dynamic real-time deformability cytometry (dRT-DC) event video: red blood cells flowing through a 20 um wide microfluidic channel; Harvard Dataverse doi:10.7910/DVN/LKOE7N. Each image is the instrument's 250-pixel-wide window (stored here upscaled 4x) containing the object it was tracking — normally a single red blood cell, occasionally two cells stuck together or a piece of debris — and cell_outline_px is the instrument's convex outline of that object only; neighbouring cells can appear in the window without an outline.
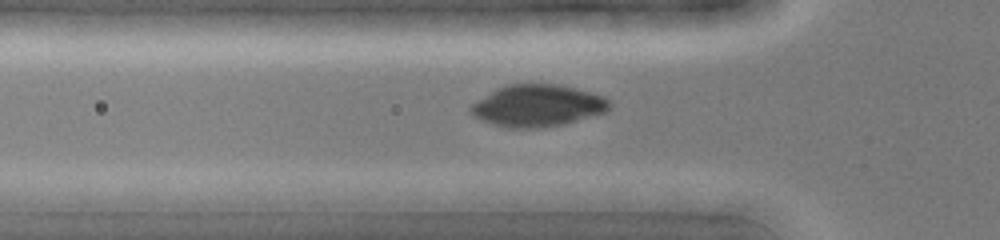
{"species": "common noctule bat (a hibernating species)", "species_latin": "Nyctalus noctula", "temperature_condition": "cold", "stored_images_in_passage": 42, "camera_frame_rate_fps": 3000, "um_per_image_px": 0.085, "animal": {"sex": "female", "body_mass_g": 19.0, "forearm_length_mm": 51.5}, "frame": {"image": 1, "passage_image": 14, "time_ms": 4.333, "image_size_px": [1000, 240], "cell_outline_px": [[612, 104], [604, 112], [564, 124], [540, 128], [508, 128], [484, 120], [476, 116], [468, 108], [472, 104], [496, 88], [504, 84], [560, 84], [592, 92], [604, 96]], "centroid_in_image_um": [45.72, 8.96], "position_along_channel_um": 80.1, "area_um2": 33.64}}
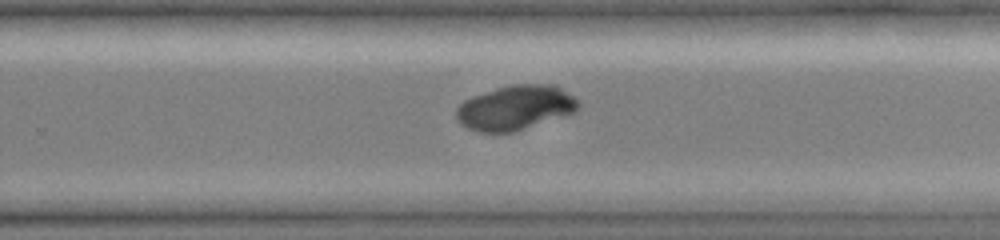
{"frame": {"image": 2, "passage_image": 28, "time_ms": 9.0, "image_size_px": [1000, 240], "cell_outline_px": [[580, 108], [576, 112], [512, 132], [480, 132], [468, 128], [460, 124], [456, 116], [456, 108], [464, 100], [472, 96], [496, 88], [512, 84], [556, 84], [580, 100]], "centroid_in_image_um": [43.84, 9.13], "position_along_channel_um": 286.0, "area_um2": 31.91}}
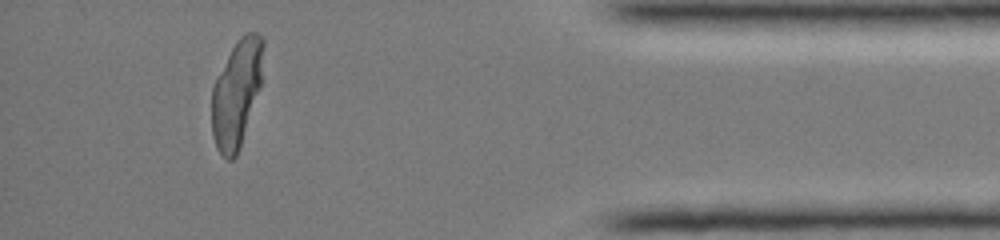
{"frame": {"image": 3, "passage_image": 39, "time_ms": 12.667, "image_size_px": [1000, 240], "cell_outline_px": [[264, 44], [260, 84], [240, 148], [236, 156], [232, 160], [228, 160], [216, 148], [212, 136], [212, 88], [236, 40], [244, 32], [256, 32], [264, 40]], "centroid_in_image_um": [20.1, 7.93], "position_along_channel_um": 415.1, "area_um2": 31.62}}